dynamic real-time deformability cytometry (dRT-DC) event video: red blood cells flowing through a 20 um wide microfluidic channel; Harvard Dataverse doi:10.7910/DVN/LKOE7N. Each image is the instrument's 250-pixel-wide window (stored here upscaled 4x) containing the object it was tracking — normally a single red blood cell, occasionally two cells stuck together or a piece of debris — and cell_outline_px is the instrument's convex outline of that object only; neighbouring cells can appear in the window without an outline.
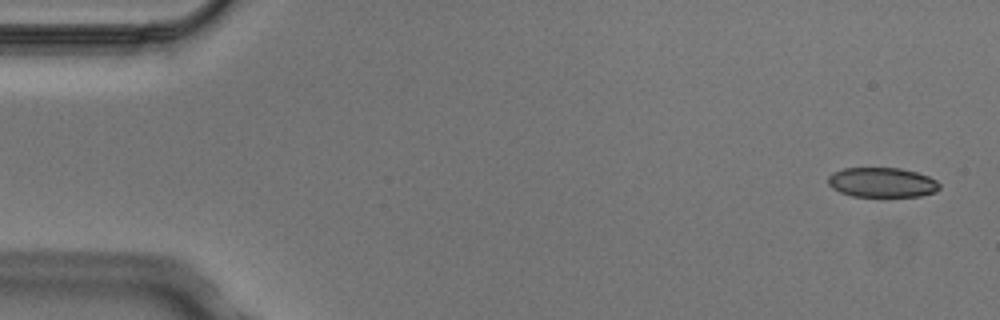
{"species": "Egyptian fruit bat (a non-hibernating species)", "species_latin": "Rousettus aegyptiacus", "temperature_condition": "cold", "stored_images_in_passage": 4, "camera_frame_rate_fps": 3000, "um_per_image_px": 0.085, "animal": {"sex": "male"}, "frame": {"image": 1, "passage_image": 1, "time_ms": 0.0, "image_size_px": [1000, 320], "cell_outline_px": [[940, 188], [936, 192], [920, 196], [852, 196], [840, 192], [832, 188], [828, 184], [828, 176], [832, 172], [844, 168], [900, 168], [916, 172], [928, 176], [936, 180], [940, 184]], "centroid_in_image_um": [74.97, 15.5], "position_along_channel_um": 10.0, "area_um2": 19.36}}
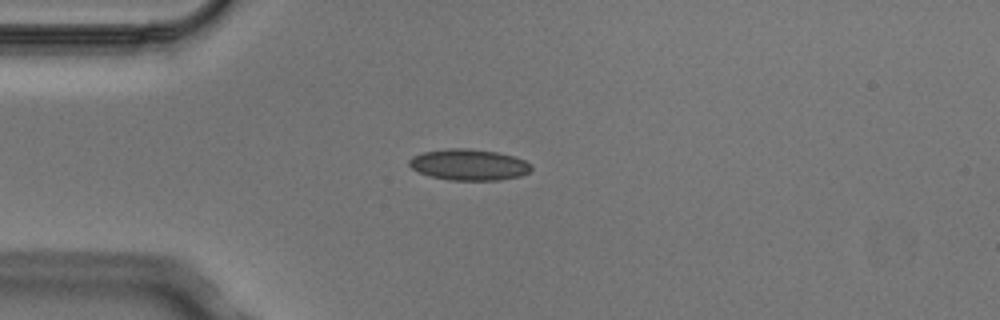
{"frame": {"image": 2, "passage_image": 4, "time_ms": 1.0, "image_size_px": [1000, 320], "cell_outline_px": [[532, 168], [528, 172], [520, 176], [500, 180], [452, 180], [428, 176], [412, 168], [408, 164], [408, 160], [412, 156], [424, 152], [448, 148], [468, 148], [496, 152], [512, 156], [524, 160], [532, 164]], "centroid_in_image_um": [39.85, 14.0], "position_along_channel_um": 45.2, "area_um2": 22.14}}